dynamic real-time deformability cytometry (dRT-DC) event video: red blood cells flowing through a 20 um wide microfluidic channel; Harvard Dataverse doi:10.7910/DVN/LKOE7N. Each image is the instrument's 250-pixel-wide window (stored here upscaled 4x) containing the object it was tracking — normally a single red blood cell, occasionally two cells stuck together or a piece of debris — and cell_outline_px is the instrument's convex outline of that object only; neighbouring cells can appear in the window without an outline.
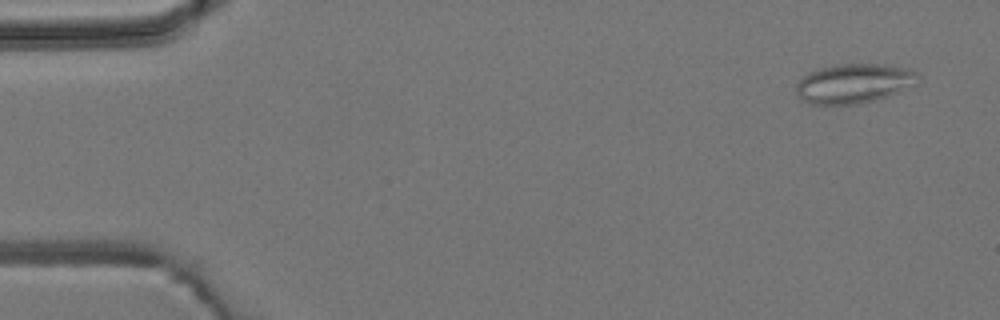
{"species": "common noctule bat (a hibernating species)", "species_latin": "Nyctalus noctula", "temperature_condition": "room temperature", "stored_images_in_passage": 7, "camera_frame_rate_fps": 3000, "um_per_image_px": 0.085, "animal": {"sex": "male", "body_mass_g": 19.2, "forearm_length_mm": 51.8}, "frame": {"image": 1, "passage_image": 1, "time_ms": 0.0, "image_size_px": [1000, 320], "cell_outline_px": [[920, 76], [916, 84], [900, 92], [872, 100], [856, 104], [812, 104], [804, 100], [796, 92], [796, 84], [808, 72], [820, 68], [836, 64], [888, 64], [908, 68], [916, 72]], "centroid_in_image_um": [72.62, 7.07], "position_along_channel_um": 12.4, "area_um2": 27.98}}
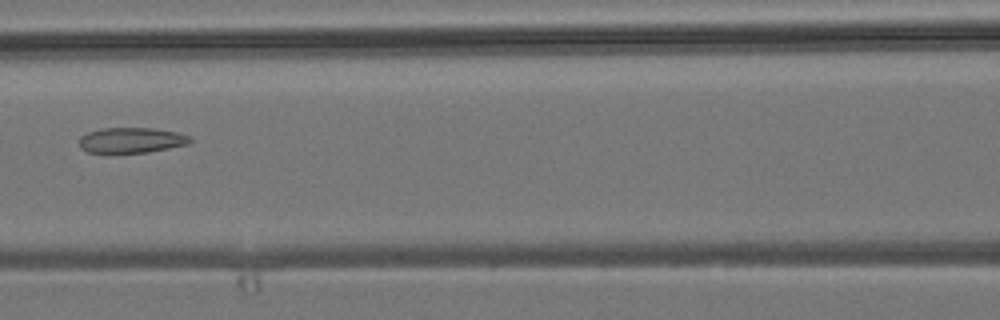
{"frame": {"image": 2, "passage_image": 6, "time_ms": 6.667, "image_size_px": [1000, 320], "cell_outline_px": [[192, 140], [188, 144], [148, 152], [88, 152], [80, 148], [80, 136], [88, 132], [104, 128], [152, 128], [176, 132], [188, 136]], "centroid_in_image_um": [11.15, 11.91], "position_along_channel_um": 155.4, "area_um2": 16.13}}
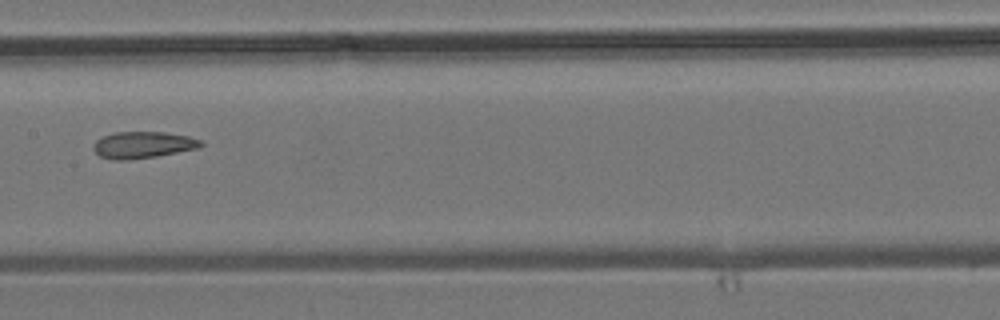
{"frame": {"image": 3, "passage_image": 7, "time_ms": 7.667, "image_size_px": [1000, 320], "cell_outline_px": [[204, 144], [200, 148], [156, 156], [128, 160], [112, 160], [100, 156], [92, 148], [92, 144], [100, 136], [112, 132], [164, 132], [188, 136], [200, 140]], "centroid_in_image_um": [12.11, 12.31], "position_along_channel_um": 195.3, "area_um2": 16.88}}